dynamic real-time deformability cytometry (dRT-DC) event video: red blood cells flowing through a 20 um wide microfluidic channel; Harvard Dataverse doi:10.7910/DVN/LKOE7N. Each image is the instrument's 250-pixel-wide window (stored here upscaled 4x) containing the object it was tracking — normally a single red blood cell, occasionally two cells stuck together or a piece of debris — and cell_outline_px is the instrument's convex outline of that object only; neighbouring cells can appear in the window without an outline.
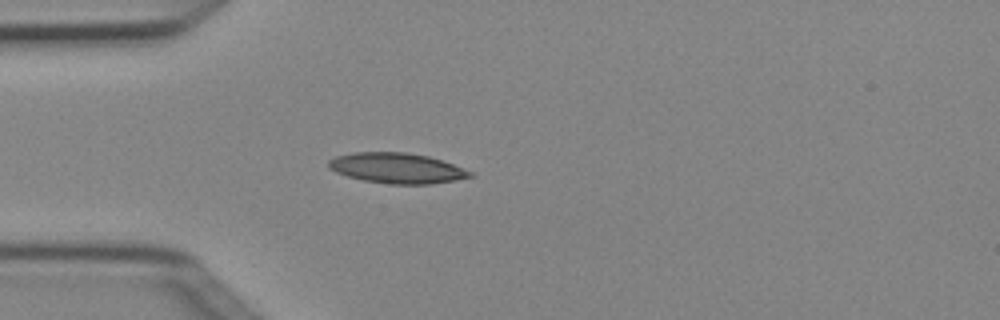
{"species": "Egyptian fruit bat (a non-hibernating species)", "species_latin": "Rousettus aegyptiacus", "temperature_condition": "cold", "stored_images_in_passage": 2, "camera_frame_rate_fps": 3000, "um_per_image_px": 0.085, "animal": {"sex": "female"}, "frame": {"image": 1, "passage_image": 2, "time_ms": 0.333, "image_size_px": [1000, 320], "cell_outline_px": [[476, 176], [456, 180], [432, 184], [388, 184], [364, 180], [348, 176], [336, 172], [328, 168], [328, 160], [336, 156], [356, 152], [408, 152], [428, 156], [452, 164], [472, 172]], "centroid_in_image_um": [33.74, 14.29], "position_along_channel_um": 51.3, "area_um2": 25.03}}